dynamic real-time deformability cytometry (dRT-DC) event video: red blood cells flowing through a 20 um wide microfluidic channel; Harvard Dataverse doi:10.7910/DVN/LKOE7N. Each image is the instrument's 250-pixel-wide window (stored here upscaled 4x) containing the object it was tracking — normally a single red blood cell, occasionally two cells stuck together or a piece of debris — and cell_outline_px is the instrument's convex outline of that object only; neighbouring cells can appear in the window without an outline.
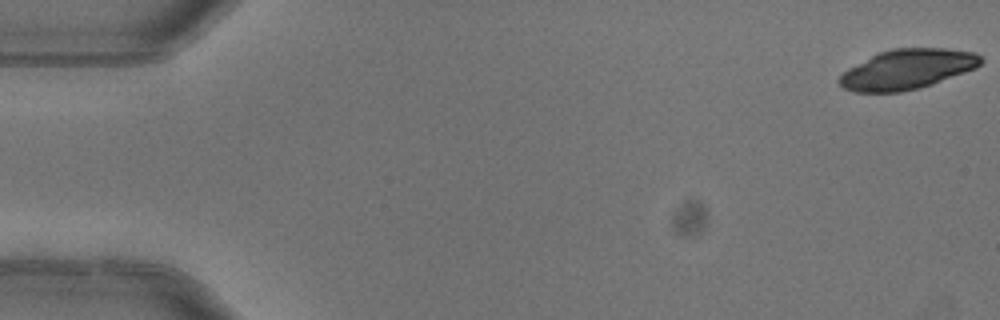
{"species": "common noctule bat (a hibernating species)", "species_latin": "Nyctalus noctula", "temperature_condition": "warm", "stored_images_in_passage": 5, "camera_frame_rate_fps": 3000, "um_per_image_px": 0.085, "animal": {"sex": "female"}, "frame": {"image": 1, "passage_image": 1, "time_ms": 0.0, "image_size_px": [1000, 320], "cell_outline_px": [[984, 60], [976, 68], [932, 84], [920, 88], [900, 92], [852, 92], [844, 88], [836, 80], [848, 68], [880, 52], [892, 48], [944, 48], [976, 52]], "centroid_in_image_um": [77.12, 5.89], "position_along_channel_um": 7.9, "area_um2": 32.83}}